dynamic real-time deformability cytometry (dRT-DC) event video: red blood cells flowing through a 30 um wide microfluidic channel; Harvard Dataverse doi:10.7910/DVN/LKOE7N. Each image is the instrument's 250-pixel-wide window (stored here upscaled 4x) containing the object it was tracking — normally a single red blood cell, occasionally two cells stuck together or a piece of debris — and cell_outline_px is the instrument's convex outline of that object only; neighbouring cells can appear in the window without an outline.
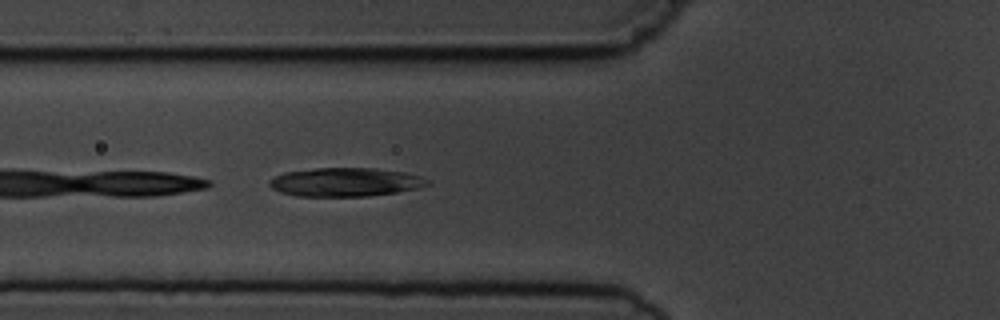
{"species": "common noctule bat (a hibernating species)", "species_latin": "Nyctalus noctula", "temperature_condition": "cold", "stored_images_in_passage": 3, "camera_frame_rate_fps": 3000, "um_per_image_px": 0.085, "animal": {"sex": "male", "body_mass_g": 19.5, "forearm_length_mm": 54.6}, "frame": {"image": 1, "passage_image": 3, "time_ms": 2.333, "image_size_px": [1000, 320], "cell_outline_px": [[432, 184], [420, 188], [396, 192], [368, 196], [296, 196], [280, 192], [272, 188], [268, 184], [272, 176], [284, 172], [316, 168], [376, 168], [404, 172], [420, 176], [428, 180]], "centroid_in_image_um": [29.35, 15.47], "position_along_channel_um": 96.4, "area_um2": 26.59}}